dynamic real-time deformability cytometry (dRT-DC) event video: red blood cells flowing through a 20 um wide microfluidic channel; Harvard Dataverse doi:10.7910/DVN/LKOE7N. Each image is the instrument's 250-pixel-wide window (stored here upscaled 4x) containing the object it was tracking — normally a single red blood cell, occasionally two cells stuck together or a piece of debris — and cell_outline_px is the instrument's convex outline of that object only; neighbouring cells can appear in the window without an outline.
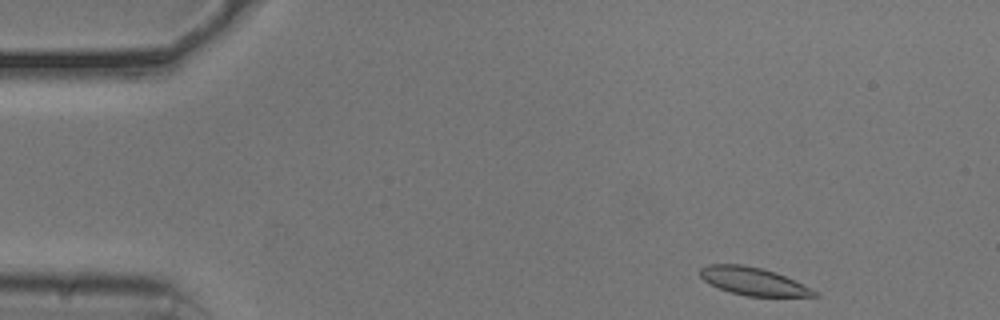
{"species": "common noctule bat (a hibernating species)", "species_latin": "Nyctalus noctula", "temperature_condition": "cold", "stored_images_in_passage": 11, "camera_frame_rate_fps": 3000, "um_per_image_px": 0.085, "animal": {"sex": "male", "body_mass_g": 20.5, "forearm_length_mm": 52.5}, "frame": {"image": 1, "passage_image": 1, "time_ms": 0.0, "image_size_px": [1000, 320], "cell_outline_px": [[820, 296], [748, 296], [728, 292], [708, 284], [700, 276], [700, 268], [708, 264], [744, 264], [764, 268], [776, 272], [812, 288], [820, 292]], "centroid_in_image_um": [64.03, 23.9], "position_along_channel_um": 21.0, "area_um2": 18.79}}
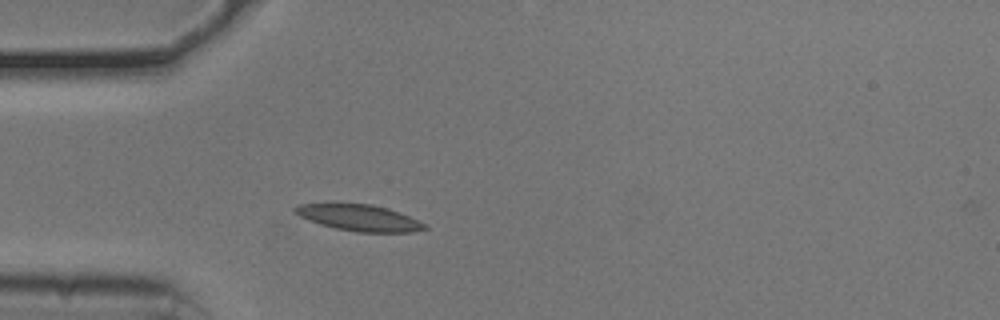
{"frame": {"image": 2, "passage_image": 10, "time_ms": 3.0, "image_size_px": [1000, 320], "cell_outline_px": [[428, 228], [412, 232], [360, 232], [336, 228], [320, 224], [308, 220], [292, 212], [292, 208], [296, 204], [372, 204], [388, 208], [400, 212], [428, 224]], "centroid_in_image_um": [30.55, 18.51], "position_along_channel_um": 54.5, "area_um2": 19.88}}